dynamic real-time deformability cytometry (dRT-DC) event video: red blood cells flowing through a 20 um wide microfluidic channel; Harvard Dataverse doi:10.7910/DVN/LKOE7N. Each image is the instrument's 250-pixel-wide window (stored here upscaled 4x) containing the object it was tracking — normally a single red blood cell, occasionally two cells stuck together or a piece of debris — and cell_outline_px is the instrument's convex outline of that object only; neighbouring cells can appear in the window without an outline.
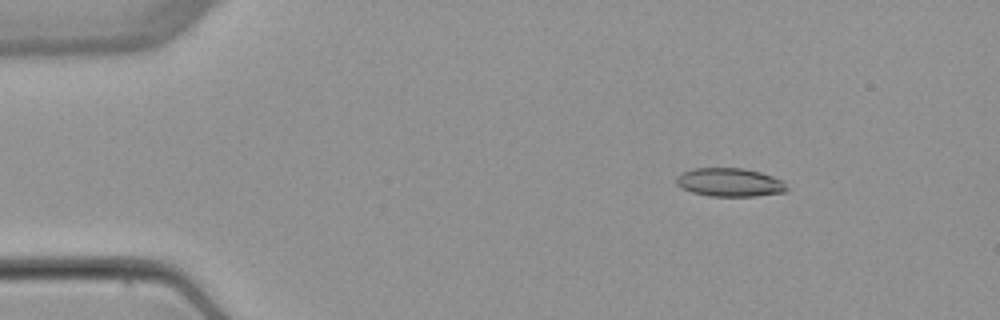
{"species": "common noctule bat (a hibernating species)", "species_latin": "Nyctalus noctula", "temperature_condition": "warm", "stored_images_in_passage": 4, "camera_frame_rate_fps": 3000, "um_per_image_px": 0.085, "animal": {"sex": "female", "body_mass_g": 22.7, "forearm_length_mm": 54.2}, "frame": {"image": 1, "passage_image": 2, "time_ms": 1.333, "image_size_px": [1000, 320], "cell_outline_px": [[788, 188], [784, 192], [756, 196], [712, 196], [692, 192], [676, 184], [676, 176], [680, 172], [692, 168], [744, 168], [760, 172], [784, 180]], "centroid_in_image_um": [62.03, 15.49], "position_along_channel_um": 23.0, "area_um2": 18.44}}